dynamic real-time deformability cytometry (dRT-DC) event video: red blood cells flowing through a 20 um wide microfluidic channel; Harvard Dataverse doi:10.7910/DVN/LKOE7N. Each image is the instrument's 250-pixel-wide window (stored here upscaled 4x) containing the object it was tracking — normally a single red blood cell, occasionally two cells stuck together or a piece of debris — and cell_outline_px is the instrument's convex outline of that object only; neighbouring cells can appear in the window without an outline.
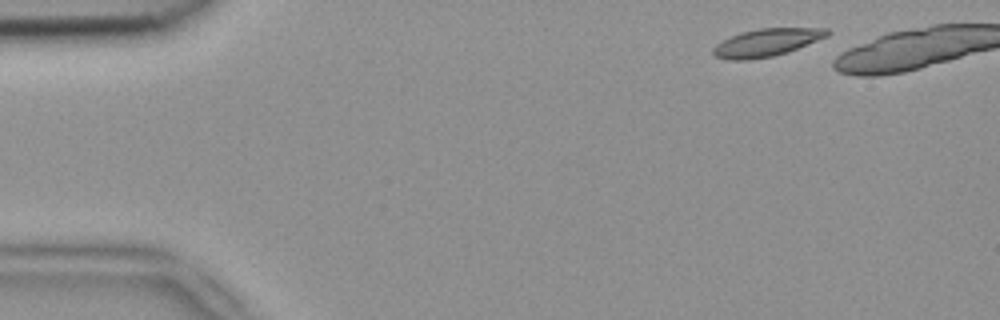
{"species": "common noctule bat (a hibernating species)", "species_latin": "Nyctalus noctula", "temperature_condition": "room temperature", "stored_images_in_passage": 6, "camera_frame_rate_fps": 3000, "um_per_image_px": 0.085, "animal": {"sex": "female", "body_mass_g": 18.4}, "frame": {"image": 1, "passage_image": 1, "time_ms": 0.0, "image_size_px": [1000, 320], "cell_outline_px": [[832, 32], [828, 36], [788, 52], [772, 56], [748, 60], [728, 60], [716, 56], [712, 52], [712, 48], [716, 44], [740, 32], [760, 28], [828, 28]], "centroid_in_image_um": [65.18, 3.61], "position_along_channel_um": 19.8, "area_um2": 18.38}}